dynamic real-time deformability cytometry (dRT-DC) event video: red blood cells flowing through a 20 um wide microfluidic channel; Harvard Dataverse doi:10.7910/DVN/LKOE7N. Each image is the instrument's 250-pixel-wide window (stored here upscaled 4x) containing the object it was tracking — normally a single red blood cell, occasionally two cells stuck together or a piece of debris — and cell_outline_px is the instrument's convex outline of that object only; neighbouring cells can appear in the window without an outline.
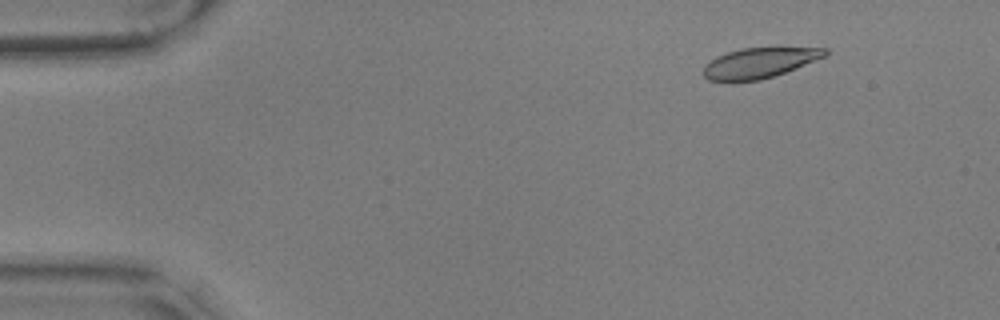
{"species": "common noctule bat (a hibernating species)", "species_latin": "Nyctalus noctula", "temperature_condition": "warm", "stored_images_in_passage": 53, "camera_frame_rate_fps": 3000, "um_per_image_px": 0.085, "animal": {"sex": "male", "body_mass_g": 17.9, "forearm_length_mm": 54.2}, "frame": {"image": 1, "passage_image": 3, "time_ms": 0.667, "image_size_px": [1000, 320], "cell_outline_px": [[828, 52], [824, 56], [784, 72], [760, 80], [732, 84], [708, 80], [704, 76], [704, 68], [716, 56], [740, 48], [828, 48]], "centroid_in_image_um": [64.45, 5.39], "position_along_channel_um": 20.6, "area_um2": 21.39}}
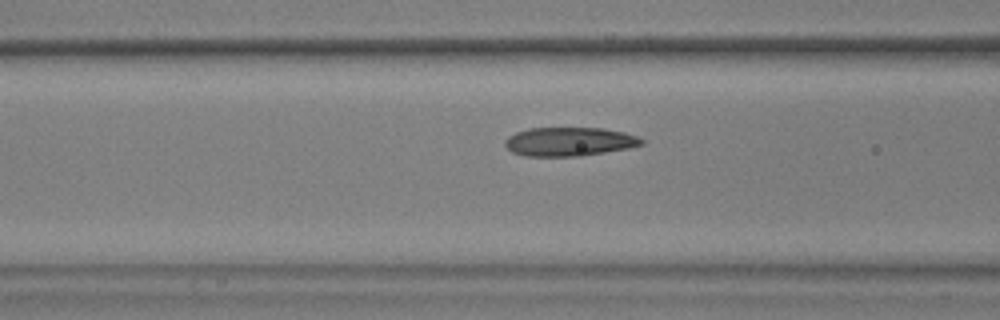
{"frame": {"image": 2, "passage_image": 19, "time_ms": 6.0, "image_size_px": [1000, 320], "cell_outline_px": [[644, 144], [628, 148], [580, 156], [524, 156], [512, 152], [504, 144], [504, 140], [508, 136], [516, 132], [528, 128], [604, 128], [624, 132], [636, 136], [644, 140]], "centroid_in_image_um": [48.37, 12.03], "position_along_channel_um": 118.2, "area_um2": 22.95}}
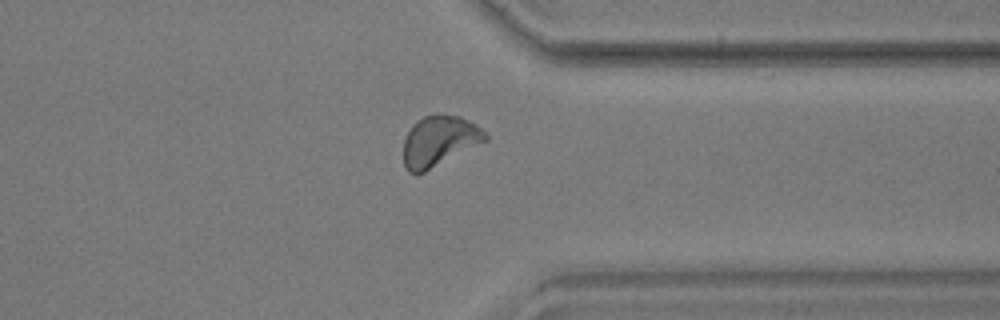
{"frame": {"image": 3, "passage_image": 41, "time_ms": 13.333, "image_size_px": [1000, 320], "cell_outline_px": [[488, 140], [416, 176], [408, 172], [404, 168], [404, 140], [408, 132], [424, 116], [460, 116], [468, 120], [480, 128], [488, 136]], "centroid_in_image_um": [37.33, 12.05], "position_along_channel_um": 374.1, "area_um2": 23.52}, "authors_computed_cell_mechanics": {"area_um2": 23.12, "velocity_mm_per_s": 3.5242, "shape_relaxation_time_tau1_ms": 8.7812, "shape_relaxation_time_tau2_ms": 1.0876, "deformation_change_tau1": 0.205, "deformation_change_tau2": 0.0486}}